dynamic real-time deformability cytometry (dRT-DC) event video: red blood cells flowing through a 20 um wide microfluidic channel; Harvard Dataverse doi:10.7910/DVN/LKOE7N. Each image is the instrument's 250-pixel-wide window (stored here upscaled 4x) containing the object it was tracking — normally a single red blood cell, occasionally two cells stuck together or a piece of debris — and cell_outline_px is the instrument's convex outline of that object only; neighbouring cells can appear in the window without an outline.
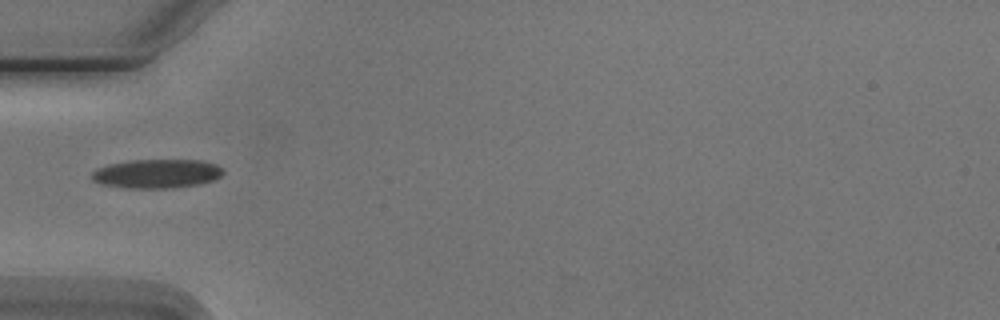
{"species": "Egyptian fruit bat (a non-hibernating species)", "species_latin": "Rousettus aegyptiacus", "temperature_condition": "cold", "stored_images_in_passage": 1, "camera_frame_rate_fps": 3000, "um_per_image_px": 0.085, "animal": {"sex": "male"}, "frame": {"image": 1, "passage_image": 1, "time_ms": 0.0, "image_size_px": [1000, 320], "cell_outline_px": [[224, 172], [220, 176], [212, 180], [200, 184], [168, 188], [124, 188], [100, 184], [92, 180], [92, 172], [96, 168], [108, 164], [128, 160], [200, 160], [216, 164]], "centroid_in_image_um": [13.27, 14.76], "position_along_channel_um": 71.7, "area_um2": 22.25}}